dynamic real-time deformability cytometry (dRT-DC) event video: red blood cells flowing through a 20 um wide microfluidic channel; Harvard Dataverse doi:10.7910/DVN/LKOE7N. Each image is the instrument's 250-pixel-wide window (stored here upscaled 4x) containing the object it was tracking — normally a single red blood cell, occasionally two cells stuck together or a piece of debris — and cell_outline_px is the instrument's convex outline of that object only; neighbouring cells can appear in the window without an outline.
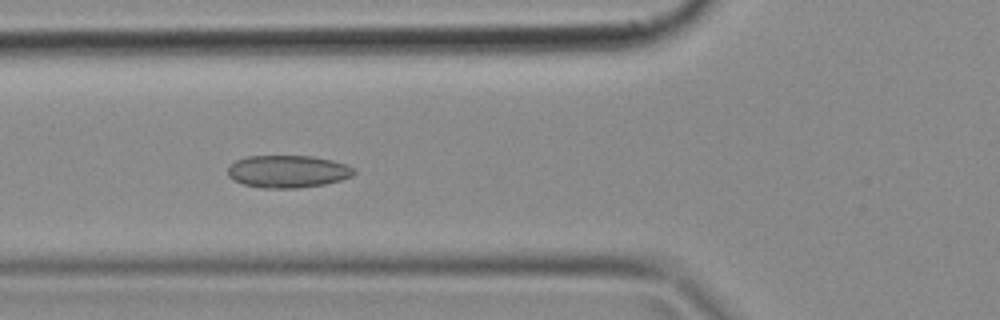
{"species": "common noctule bat (a hibernating species)", "species_latin": "Nyctalus noctula", "temperature_condition": "cold", "stored_images_in_passage": 49, "camera_frame_rate_fps": 3000, "um_per_image_px": 0.085, "animal": {"sex": "female", "body_mass_g": 18.4}, "frame": {"image": 1, "passage_image": 18, "time_ms": 5.667, "image_size_px": [1000, 320], "cell_outline_px": [[356, 172], [352, 176], [340, 180], [324, 184], [296, 188], [264, 188], [244, 184], [228, 176], [228, 164], [236, 160], [248, 156], [312, 156], [332, 160], [348, 164], [356, 168]], "centroid_in_image_um": [24.49, 14.56], "position_along_channel_um": 101.3, "area_um2": 23.93}}
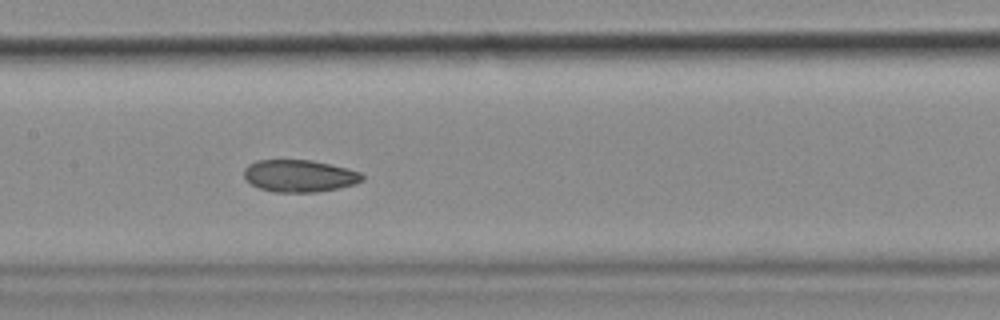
{"frame": {"image": 2, "passage_image": 24, "time_ms": 7.667, "image_size_px": [1000, 320], "cell_outline_px": [[364, 180], [356, 184], [316, 192], [276, 192], [260, 188], [252, 184], [244, 176], [244, 168], [248, 164], [256, 160], [312, 160], [360, 172], [364, 176]], "centroid_in_image_um": [25.44, 14.95], "position_along_channel_um": 182.0, "area_um2": 21.96}}
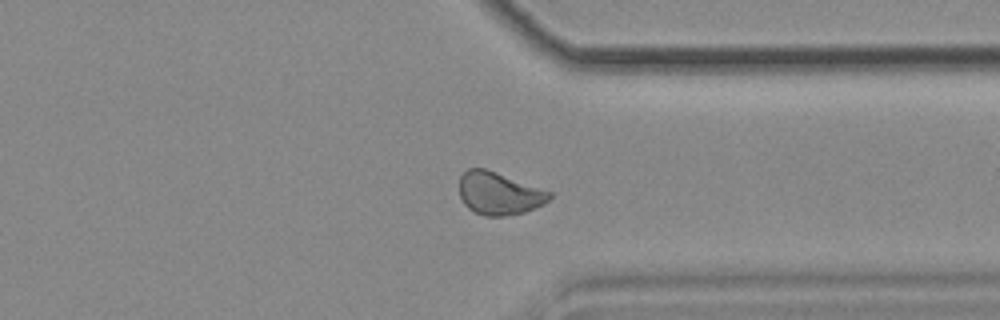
{"frame": {"image": 3, "passage_image": 38, "time_ms": 12.333, "image_size_px": [1000, 320], "cell_outline_px": [[552, 196], [544, 204], [524, 212], [504, 216], [484, 216], [468, 208], [464, 204], [460, 196], [460, 176], [468, 168], [484, 168], [496, 172], [552, 192]], "centroid_in_image_um": [42.41, 16.44], "position_along_channel_um": 369.0, "area_um2": 22.25}}